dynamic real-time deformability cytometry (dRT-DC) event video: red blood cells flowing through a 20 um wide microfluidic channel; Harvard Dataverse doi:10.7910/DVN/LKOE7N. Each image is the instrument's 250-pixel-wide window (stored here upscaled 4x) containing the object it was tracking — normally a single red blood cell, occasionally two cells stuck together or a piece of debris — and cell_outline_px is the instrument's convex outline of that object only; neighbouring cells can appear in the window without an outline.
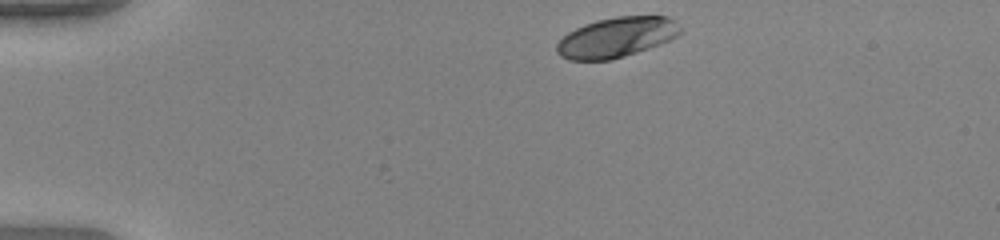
{"species": "human", "species_latin": "Homo sapiens", "temperature_condition": "warm", "stored_images_in_passage": 36, "camera_frame_rate_fps": 3000, "um_per_image_px": 0.085, "donor": {"sex": "female"}, "frame": {"image": 1, "passage_image": 1, "time_ms": 0.0, "image_size_px": [1000, 240], "cell_outline_px": [[680, 32], [676, 36], [660, 44], [624, 56], [608, 60], [568, 60], [560, 56], [556, 52], [556, 44], [568, 32], [584, 24], [596, 20], [616, 16], [668, 16], [680, 28]], "centroid_in_image_um": [52.35, 3.17], "position_along_channel_um": 32.6, "area_um2": 28.61}}
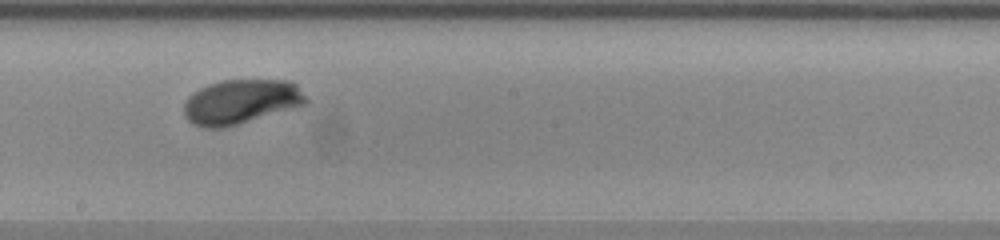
{"frame": {"image": 2, "passage_image": 21, "time_ms": 6.667, "image_size_px": [1000, 240], "cell_outline_px": [[308, 100], [304, 104], [224, 128], [204, 128], [192, 124], [184, 116], [184, 104], [188, 96], [192, 92], [208, 84], [224, 80], [288, 80], [296, 84]], "centroid_in_image_um": [20.41, 8.64], "position_along_channel_um": 227.8, "area_um2": 31.39}}
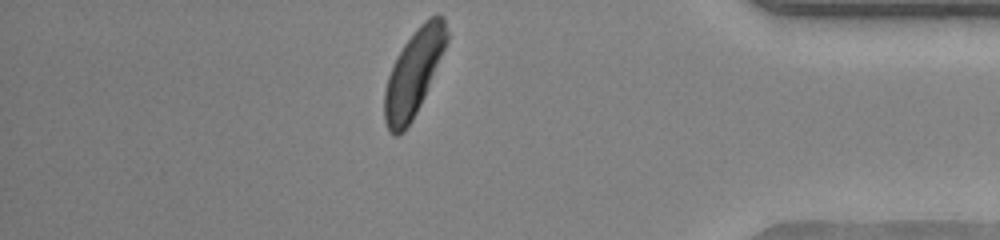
{"frame": {"image": 3, "passage_image": 36, "time_ms": 11.667, "image_size_px": [1000, 240], "cell_outline_px": [[448, 40], [424, 96], [412, 120], [404, 132], [396, 136], [392, 136], [388, 132], [384, 120], [384, 92], [388, 76], [396, 56], [404, 44], [416, 28], [428, 16], [436, 12], [444, 16], [448, 32]], "centroid_in_image_um": [35.15, 6.18], "position_along_channel_um": 400.1, "area_um2": 31.15}, "authors_computed_cell_mechanics": {"area_um2": 30.5184, "velocity_mm_per_s": 3.9895, "shape_relaxation_time_tau1_ms": 1.8379, "shape_relaxation_time_tau2_ms": null, "deformation_change_tau1": 0.152, "deformation_change_tau2": null}}